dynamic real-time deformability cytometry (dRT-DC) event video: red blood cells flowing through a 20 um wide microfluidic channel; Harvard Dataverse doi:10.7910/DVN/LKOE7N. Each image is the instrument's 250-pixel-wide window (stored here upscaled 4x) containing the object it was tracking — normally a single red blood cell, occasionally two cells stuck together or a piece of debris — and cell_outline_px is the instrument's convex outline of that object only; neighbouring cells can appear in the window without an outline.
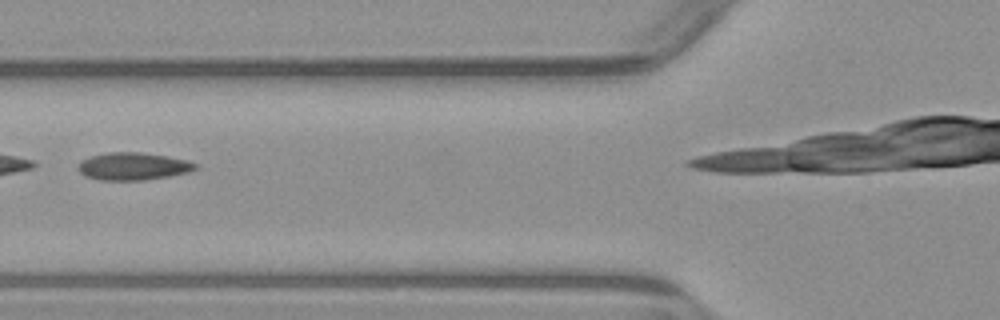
{"species": "common noctule bat (a hibernating species)", "species_latin": "Nyctalus noctula", "temperature_condition": "warm", "stored_images_in_passage": 4, "camera_frame_rate_fps": 3000, "um_per_image_px": 0.085, "animal": {"sex": "male", "body_mass_g": 23.1, "forearm_length_mm": 52.7}, "frame": {"image": 1, "passage_image": 3, "time_ms": 2.333, "image_size_px": [1000, 320], "cell_outline_px": [[200, 168], [188, 172], [168, 176], [144, 180], [100, 180], [84, 176], [76, 168], [80, 160], [92, 156], [108, 152], [140, 152], [168, 156], [188, 160], [196, 164]], "centroid_in_image_um": [11.3, 14.13], "position_along_channel_um": 114.5, "area_um2": 18.96}}